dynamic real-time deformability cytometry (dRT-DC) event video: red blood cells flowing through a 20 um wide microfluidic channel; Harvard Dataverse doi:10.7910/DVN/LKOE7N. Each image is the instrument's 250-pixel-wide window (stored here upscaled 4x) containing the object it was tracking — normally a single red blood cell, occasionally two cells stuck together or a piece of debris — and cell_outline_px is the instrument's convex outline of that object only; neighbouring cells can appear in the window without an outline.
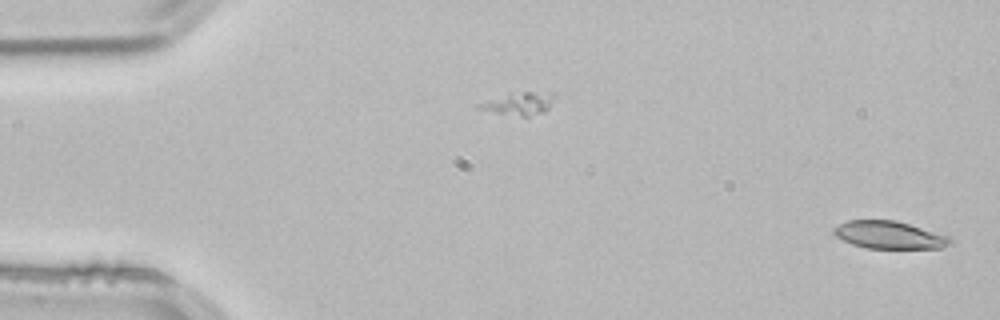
{"species": "common noctule bat (a hibernating species)", "species_latin": "Nyctalus noctula", "temperature_condition": "room temperature", "stored_images_in_passage": 52, "camera_frame_rate_fps": 3000, "um_per_image_px": 0.085, "animal": {"sex": "male", "body_mass_g": 21.5, "forearm_length_mm": 52.0}, "frame": {"image": 1, "passage_image": 1, "time_ms": 0.0, "image_size_px": [1000, 320], "cell_outline_px": [[952, 244], [940, 248], [868, 248], [852, 244], [836, 236], [832, 232], [832, 228], [848, 220], [896, 220], [948, 236], [952, 240]], "centroid_in_image_um": [75.57, 19.97], "position_along_channel_um": 9.4, "area_um2": 18.55}}
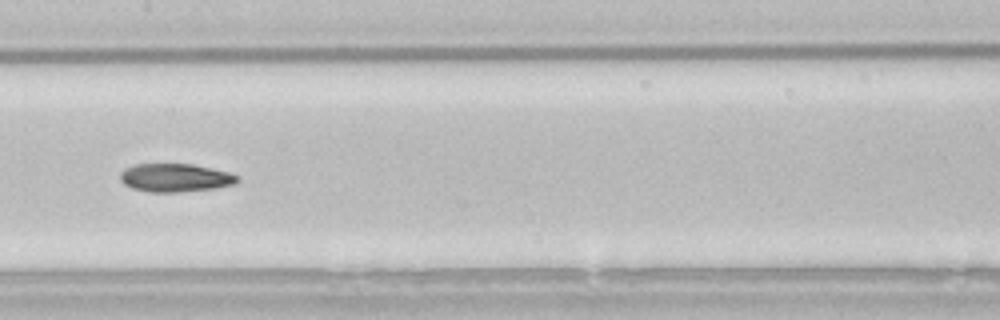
{"frame": {"image": 2, "passage_image": 26, "time_ms": 8.333, "image_size_px": [1000, 320], "cell_outline_px": [[240, 180], [236, 184], [216, 188], [180, 192], [152, 192], [132, 188], [124, 184], [120, 180], [120, 172], [124, 168], [136, 164], [192, 164], [228, 172], [240, 176]], "centroid_in_image_um": [14.91, 15.11], "position_along_channel_um": 192.5, "area_um2": 19.42}}
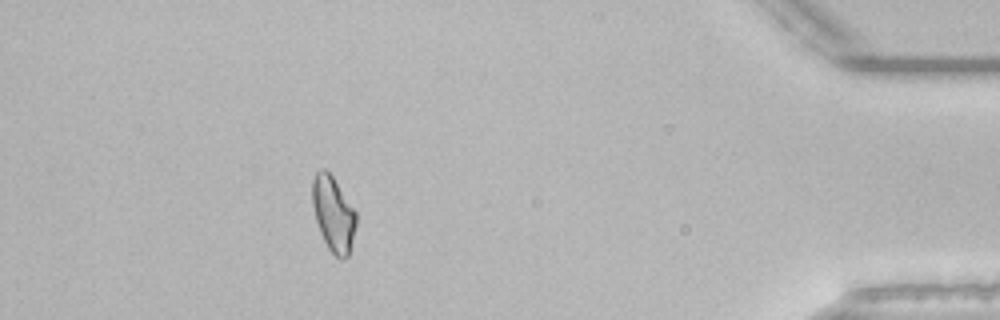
{"frame": {"image": 3, "passage_image": 47, "time_ms": 15.333, "image_size_px": [1000, 320], "cell_outline_px": [[356, 224], [348, 256], [344, 260], [340, 260], [328, 248], [320, 232], [316, 220], [312, 204], [312, 180], [316, 172], [320, 168], [324, 168], [332, 176], [356, 212]], "centroid_in_image_um": [28.32, 18.18], "position_along_channel_um": 406.9, "area_um2": 18.96}, "authors_computed_cell_mechanics": {"area_um2": 19.4786, "velocity_mm_per_s": 3.8242, "shape_relaxation_time_tau1_ms": 10.6079, "shape_relaxation_time_tau2_ms": 5.8329, "deformation_change_tau1": 0.2367, "deformation_change_tau2": 0.1284}}